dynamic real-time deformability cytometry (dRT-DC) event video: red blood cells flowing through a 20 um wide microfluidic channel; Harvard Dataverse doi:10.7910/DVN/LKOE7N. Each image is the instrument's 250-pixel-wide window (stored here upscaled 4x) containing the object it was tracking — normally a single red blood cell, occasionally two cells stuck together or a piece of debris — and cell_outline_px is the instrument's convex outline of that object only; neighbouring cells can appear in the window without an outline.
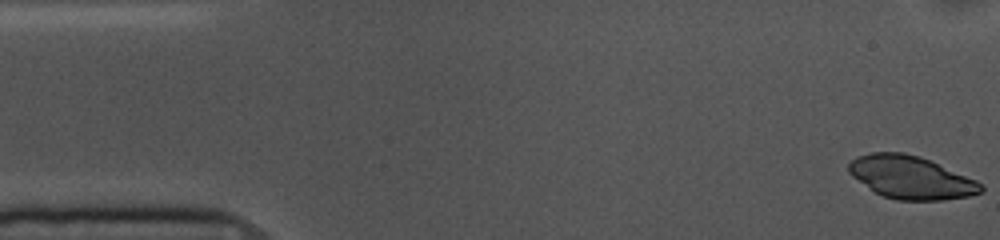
{"species": "common noctule bat (a hibernating species)", "species_latin": "Nyctalus noctula", "temperature_condition": "cold", "stored_images_in_passage": 55, "camera_frame_rate_fps": 3000, "um_per_image_px": 0.085, "animal": {"sex": "female", "body_mass_g": 10.0, "forearm_length_mm": 53.1}, "frame": {"image": 1, "passage_image": 1, "time_ms": 0.0, "image_size_px": [1000, 240], "cell_outline_px": [[984, 188], [980, 192], [968, 196], [940, 200], [896, 200], [880, 196], [852, 176], [848, 172], [848, 164], [856, 156], [872, 152], [904, 152], [920, 156], [976, 180]], "centroid_in_image_um": [77.38, 15.07], "position_along_channel_um": 7.6, "area_um2": 32.89}}